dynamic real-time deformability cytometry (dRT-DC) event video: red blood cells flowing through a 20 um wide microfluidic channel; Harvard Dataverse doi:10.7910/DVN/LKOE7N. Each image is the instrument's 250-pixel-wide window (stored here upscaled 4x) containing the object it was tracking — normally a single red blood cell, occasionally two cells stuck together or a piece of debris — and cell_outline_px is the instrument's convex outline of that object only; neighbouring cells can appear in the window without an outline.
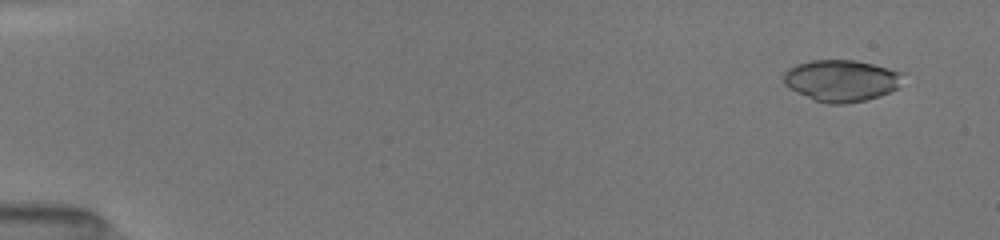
{"species": "common noctule bat (a hibernating species)", "species_latin": "Nyctalus noctula", "temperature_condition": "room temperature", "stored_images_in_passage": 52, "camera_frame_rate_fps": 3000, "um_per_image_px": 0.085, "animal": {"sex": "female", "body_mass_g": 19.5, "forearm_length_mm": 54.1}, "frame": {"image": 1, "passage_image": 4, "time_ms": 1.0, "image_size_px": [1000, 240], "cell_outline_px": [[904, 72], [896, 88], [880, 96], [864, 100], [844, 104], [828, 104], [816, 100], [796, 92], [784, 84], [784, 72], [788, 68], [796, 64], [812, 60], [856, 60]], "centroid_in_image_um": [71.49, 6.84], "position_along_channel_um": 13.5, "area_um2": 28.73}}